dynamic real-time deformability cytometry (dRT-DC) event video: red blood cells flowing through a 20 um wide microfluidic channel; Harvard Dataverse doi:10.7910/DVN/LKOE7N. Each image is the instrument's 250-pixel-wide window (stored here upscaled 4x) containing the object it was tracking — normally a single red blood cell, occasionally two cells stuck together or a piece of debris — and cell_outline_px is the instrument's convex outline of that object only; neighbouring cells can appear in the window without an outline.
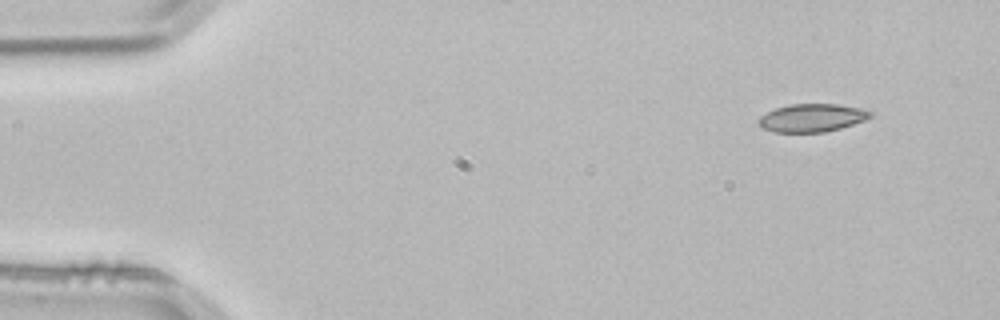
{"species": "common noctule bat (a hibernating species)", "species_latin": "Nyctalus noctula", "temperature_condition": "room temperature", "stored_images_in_passage": 3, "camera_frame_rate_fps": 3000, "um_per_image_px": 0.085, "animal": {"sex": "male", "body_mass_g": 21.5, "forearm_length_mm": 52.0}, "frame": {"image": 1, "passage_image": 1, "time_ms": 0.0, "image_size_px": [1000, 320], "cell_outline_px": [[872, 116], [864, 120], [840, 128], [824, 132], [776, 132], [764, 128], [756, 120], [760, 116], [776, 108], [792, 104], [836, 104], [868, 108], [872, 112]], "centroid_in_image_um": [69.07, 10.0], "position_along_channel_um": 15.9, "area_um2": 18.21}}
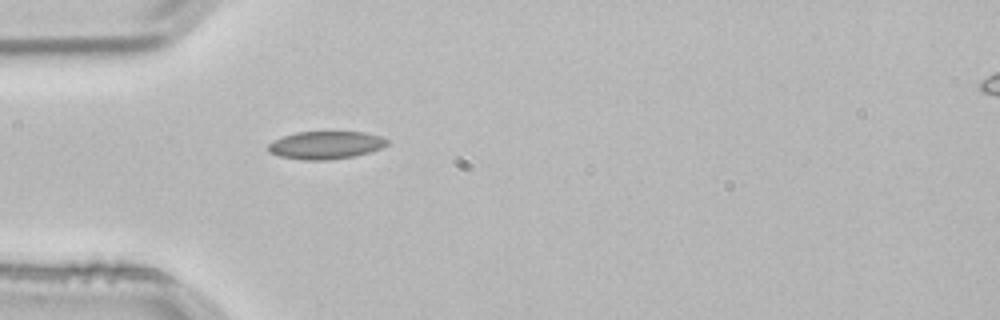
{"frame": {"image": 2, "passage_image": 3, "time_ms": 0.667, "image_size_px": [1000, 320], "cell_outline_px": [[388, 144], [380, 148], [368, 152], [352, 156], [328, 160], [304, 160], [280, 156], [268, 152], [268, 144], [272, 140], [296, 132], [364, 132], [380, 136], [388, 140]], "centroid_in_image_um": [27.65, 12.33], "position_along_channel_um": 57.4, "area_um2": 19.13}}